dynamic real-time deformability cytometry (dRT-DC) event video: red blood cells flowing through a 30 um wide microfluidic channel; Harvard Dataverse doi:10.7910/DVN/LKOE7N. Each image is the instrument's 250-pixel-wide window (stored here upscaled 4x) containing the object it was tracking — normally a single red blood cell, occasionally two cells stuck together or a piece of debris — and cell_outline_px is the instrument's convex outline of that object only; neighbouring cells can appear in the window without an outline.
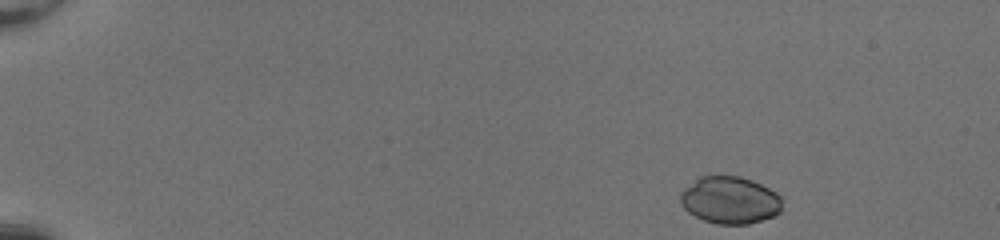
{"species": "common noctule bat (a hibernating species)", "species_latin": "Nyctalus noctula", "temperature_condition": "room temperature", "stored_images_in_passage": 46, "camera_frame_rate_fps": 3000, "um_per_image_px": 0.085, "animal": {"sex": "female", "body_mass_g": 20.0, "forearm_length_mm": 54.0}, "frame": {"image": 1, "passage_image": 1, "time_ms": 0.0, "image_size_px": [1000, 240], "cell_outline_px": [[780, 212], [776, 216], [748, 224], [716, 224], [704, 220], [688, 212], [680, 204], [680, 192], [684, 188], [700, 176], [740, 176], [752, 180], [776, 192], [780, 196]], "centroid_in_image_um": [62.03, 17.01], "position_along_channel_um": 23.0, "area_um2": 28.03}}
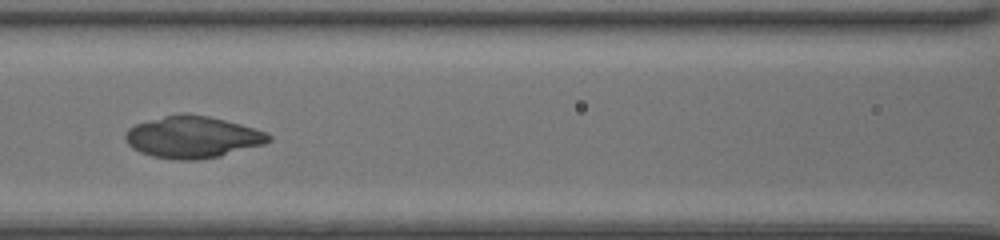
{"frame": {"image": 2, "passage_image": 20, "time_ms": 6.333, "image_size_px": [1000, 240], "cell_outline_px": [[272, 140], [264, 144], [220, 156], [196, 160], [180, 160], [152, 156], [140, 152], [132, 148], [124, 140], [124, 136], [128, 128], [136, 124], [164, 116], [180, 112], [188, 112], [208, 116], [240, 124], [268, 132], [272, 136]], "centroid_in_image_um": [16.37, 11.64], "position_along_channel_um": 150.2, "area_um2": 35.08}}
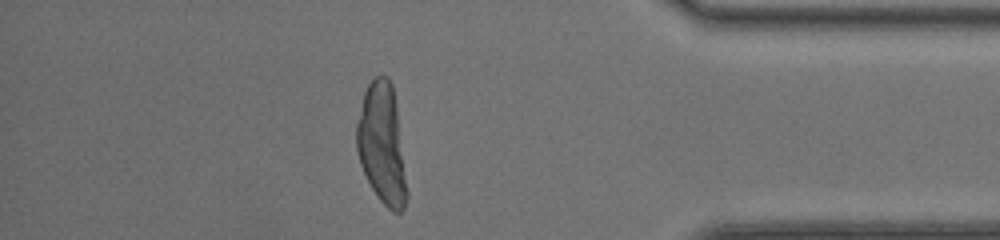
{"frame": {"image": 3, "passage_image": 40, "time_ms": 13.0, "image_size_px": [1000, 240], "cell_outline_px": [[408, 196], [404, 208], [400, 212], [392, 212], [380, 200], [372, 188], [360, 164], [356, 152], [356, 124], [364, 92], [368, 84], [376, 76], [388, 76], [392, 84], [396, 104], [408, 192]], "centroid_in_image_um": [32.46, 12.25], "position_along_channel_um": 402.7, "area_um2": 35.2}}